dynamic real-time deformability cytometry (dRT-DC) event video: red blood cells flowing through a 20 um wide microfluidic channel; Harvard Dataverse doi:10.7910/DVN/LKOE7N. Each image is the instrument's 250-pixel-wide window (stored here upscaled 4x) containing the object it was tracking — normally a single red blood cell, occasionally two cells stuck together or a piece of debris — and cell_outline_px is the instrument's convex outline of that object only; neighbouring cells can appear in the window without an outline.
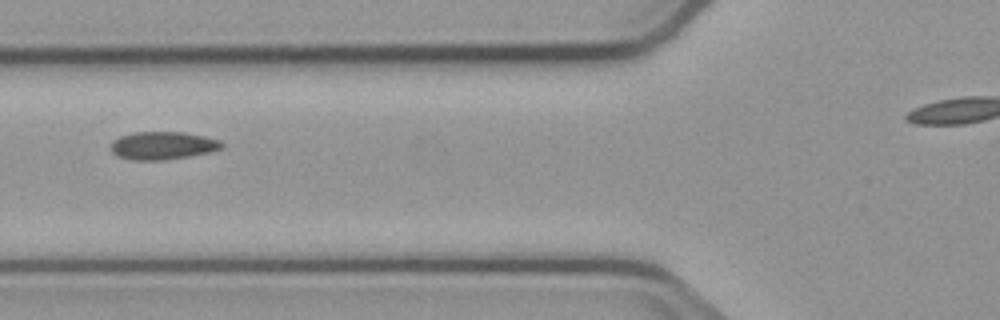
{"species": "common noctule bat (a hibernating species)", "species_latin": "Nyctalus noctula", "temperature_condition": "cold", "stored_images_in_passage": 9, "segment_of_instrument_passage": [1, 2], "camera_frame_rate_fps": 3000, "um_per_image_px": 0.085, "animal": {"sex": "male", "body_mass_g": 23.1, "forearm_length_mm": 52.7}, "frame": {"image": 1, "passage_image": 3, "time_ms": 2.667, "image_size_px": [1000, 320], "cell_outline_px": [[224, 144], [220, 148], [212, 152], [164, 160], [132, 160], [116, 156], [112, 152], [112, 140], [120, 136], [132, 132], [184, 132], [204, 136], [220, 140]], "centroid_in_image_um": [13.82, 12.37], "position_along_channel_um": 112.0, "area_um2": 18.09}}
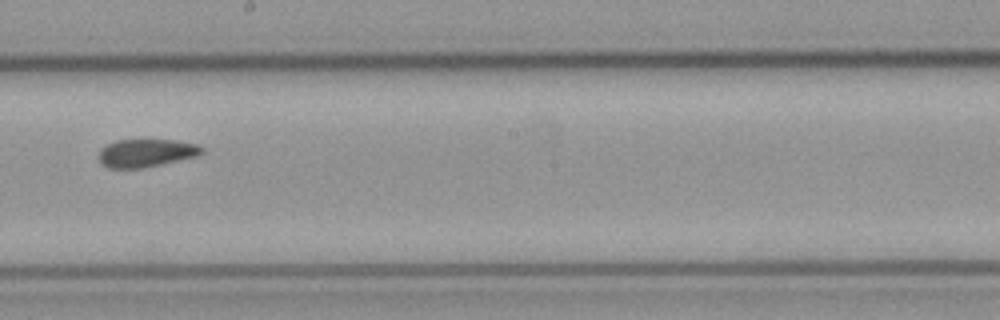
{"frame": {"image": 2, "passage_image": 6, "time_ms": 6.0, "image_size_px": [1000, 320], "cell_outline_px": [[204, 152], [200, 156], [144, 168], [108, 168], [100, 164], [96, 156], [100, 148], [116, 140], [176, 140], [200, 144], [204, 148]], "centroid_in_image_um": [12.43, 13.01], "position_along_channel_um": 235.8, "area_um2": 17.34}}
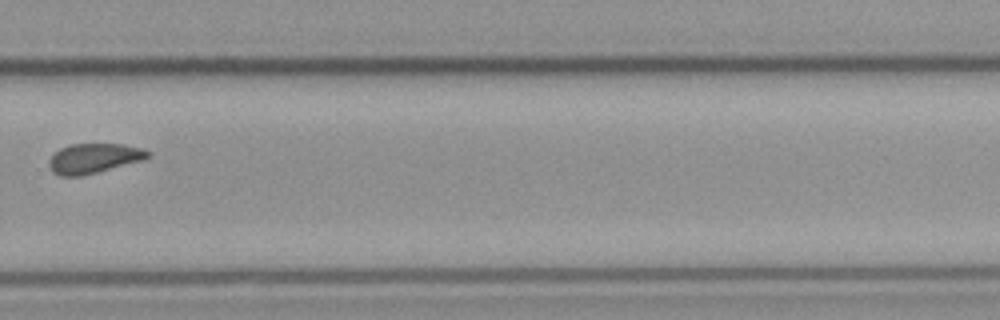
{"frame": {"image": 3, "passage_image": 8, "time_ms": 8.333, "image_size_px": [1000, 320], "cell_outline_px": [[152, 156], [144, 160], [80, 176], [60, 176], [48, 164], [48, 160], [60, 148], [72, 144], [124, 144], [140, 148], [152, 152]], "centroid_in_image_um": [8.03, 13.44], "position_along_channel_um": 321.8, "area_um2": 16.99}}